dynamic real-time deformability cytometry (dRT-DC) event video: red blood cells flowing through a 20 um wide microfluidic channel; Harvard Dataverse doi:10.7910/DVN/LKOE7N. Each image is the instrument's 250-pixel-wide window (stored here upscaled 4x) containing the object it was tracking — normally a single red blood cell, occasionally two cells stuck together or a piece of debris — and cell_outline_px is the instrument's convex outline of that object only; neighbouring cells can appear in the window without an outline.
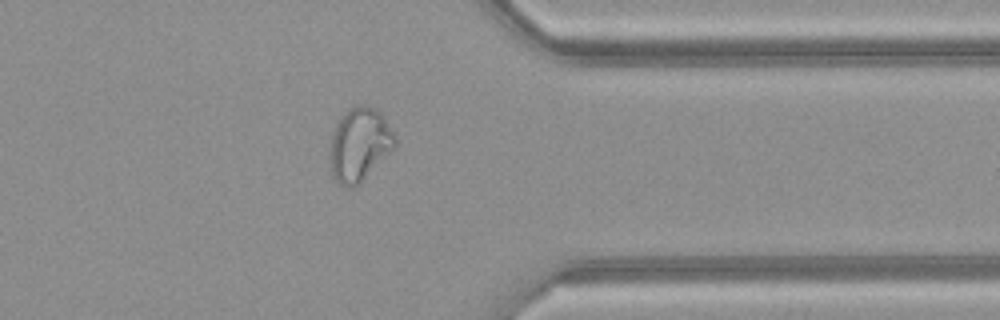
{"species": "common noctule bat (a hibernating species)", "species_latin": "Nyctalus noctula", "temperature_condition": "warm", "stored_images_in_passage": 36, "camera_frame_rate_fps": 3000, "um_per_image_px": 0.085, "animal": {"sex": "female", "body_mass_g": 21.9}, "frame": {"image": 1, "passage_image": 26, "time_ms": 8.333, "image_size_px": [1000, 320], "cell_outline_px": [[396, 148], [352, 188], [344, 188], [332, 176], [328, 156], [328, 148], [332, 132], [340, 116], [348, 108], [356, 104], [364, 104], [376, 108], [384, 116], [396, 136]], "centroid_in_image_um": [30.53, 12.24], "position_along_channel_um": 380.9, "area_um2": 28.44}, "authors_computed_cell_mechanics": {"area_um2": 25.0274, "velocity_mm_per_s": 4.169, "shape_relaxation_time_tau1_ms": null, "shape_relaxation_time_tau2_ms": 1.197, "deformation_change_tau1": null, "deformation_change_tau2": 0.0866}}